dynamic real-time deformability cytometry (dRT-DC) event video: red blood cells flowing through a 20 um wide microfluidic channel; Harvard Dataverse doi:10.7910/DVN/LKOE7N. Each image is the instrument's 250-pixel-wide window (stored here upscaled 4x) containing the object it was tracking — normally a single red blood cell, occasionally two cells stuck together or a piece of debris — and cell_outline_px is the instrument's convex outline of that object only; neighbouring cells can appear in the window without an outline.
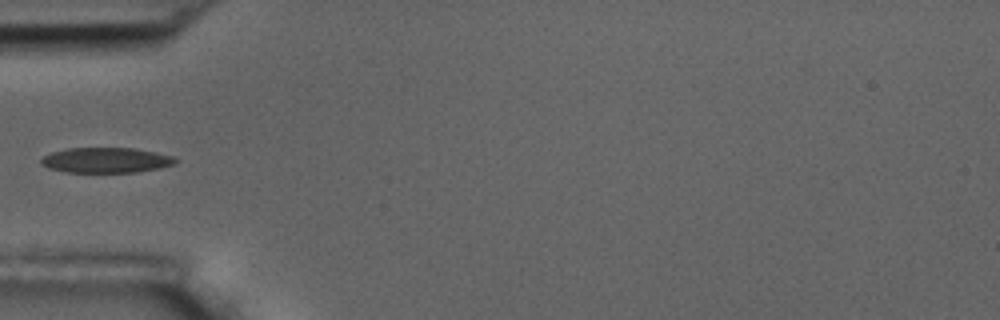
{"species": "common noctule bat (a hibernating species)", "species_latin": "Nyctalus noctula", "temperature_condition": "room temperature", "stored_images_in_passage": 8, "camera_frame_rate_fps": 3000, "um_per_image_px": 0.085, "animal": {"sex": "male", "body_mass_g": 17.5, "forearm_length_mm": 52.3}, "frame": {"image": 1, "passage_image": 5, "time_ms": 4.667, "image_size_px": [1000, 320], "cell_outline_px": [[180, 160], [176, 164], [136, 172], [64, 172], [48, 168], [40, 164], [40, 160], [44, 156], [52, 152], [68, 148], [136, 148], [156, 152], [172, 156]], "centroid_in_image_um": [9.01, 13.61], "position_along_channel_um": 76.0, "area_um2": 19.83}}
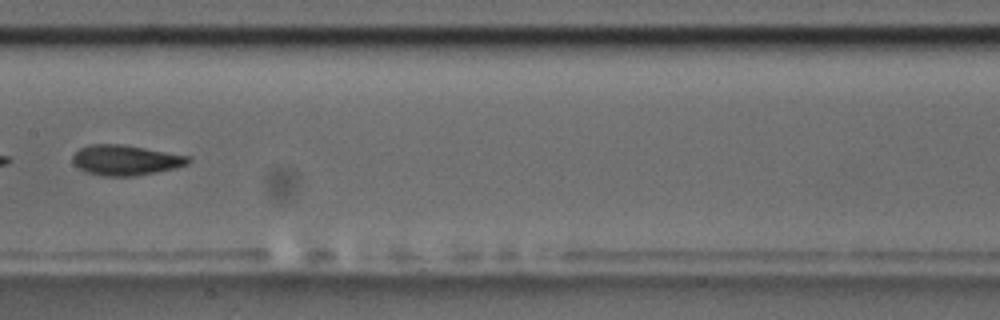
{"frame": {"image": 2, "passage_image": 8, "time_ms": 8.0, "image_size_px": [1000, 320], "cell_outline_px": [[192, 160], [188, 164], [176, 168], [136, 176], [104, 176], [88, 172], [80, 168], [72, 160], [72, 156], [80, 148], [88, 144], [124, 144], [192, 156]], "centroid_in_image_um": [10.74, 13.6], "position_along_channel_um": 196.7, "area_um2": 20.52}}